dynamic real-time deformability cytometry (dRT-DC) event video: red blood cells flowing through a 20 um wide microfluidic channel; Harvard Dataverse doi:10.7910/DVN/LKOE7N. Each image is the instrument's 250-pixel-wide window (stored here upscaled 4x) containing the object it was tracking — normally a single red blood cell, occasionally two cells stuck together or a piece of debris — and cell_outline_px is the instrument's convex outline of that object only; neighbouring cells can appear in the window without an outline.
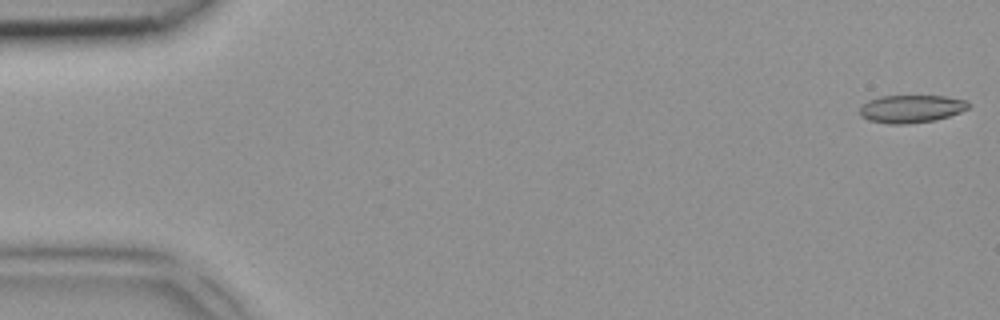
{"species": "common noctule bat (a hibernating species)", "species_latin": "Nyctalus noctula", "temperature_condition": "room temperature", "stored_images_in_passage": 6, "camera_frame_rate_fps": 3000, "um_per_image_px": 0.085, "animal": {"sex": "female", "body_mass_g": 18.4}, "frame": {"image": 1, "passage_image": 1, "time_ms": 0.0, "image_size_px": [1000, 320], "cell_outline_px": [[972, 104], [968, 108], [960, 112], [936, 120], [904, 124], [888, 124], [868, 120], [860, 116], [860, 104], [868, 100], [880, 96], [944, 96], [968, 100]], "centroid_in_image_um": [77.44, 9.24], "position_along_channel_um": 7.6, "area_um2": 17.8}}
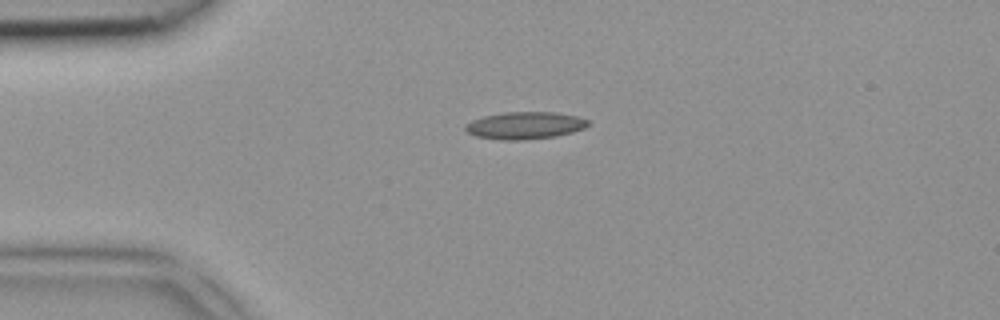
{"frame": {"image": 2, "passage_image": 4, "time_ms": 1.0, "image_size_px": [1000, 320], "cell_outline_px": [[588, 124], [584, 128], [572, 132], [556, 136], [524, 140], [500, 140], [476, 136], [468, 132], [464, 128], [464, 124], [472, 120], [484, 116], [504, 112], [556, 112], [576, 116], [588, 120]], "centroid_in_image_um": [44.59, 10.66], "position_along_channel_um": 40.4, "area_um2": 19.48}}
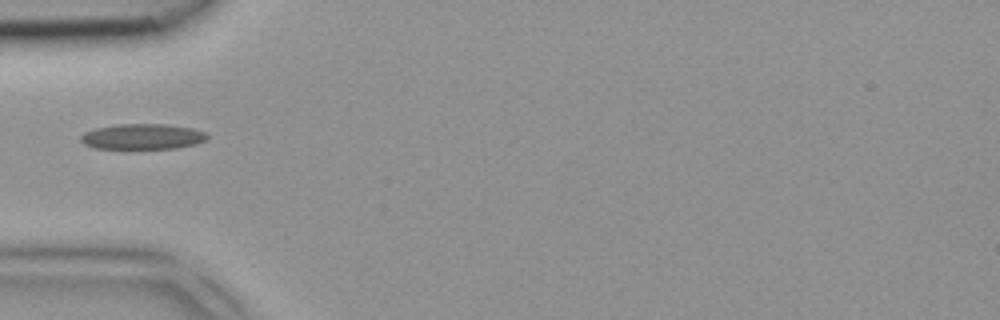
{"frame": {"image": 3, "passage_image": 5, "time_ms": 1.333, "image_size_px": [1000, 320], "cell_outline_px": [[208, 136], [204, 140], [196, 144], [176, 148], [92, 148], [84, 144], [80, 140], [80, 136], [84, 132], [96, 128], [116, 124], [168, 124], [192, 128], [208, 132]], "centroid_in_image_um": [12.11, 11.6], "position_along_channel_um": 72.9, "area_um2": 18.84}}